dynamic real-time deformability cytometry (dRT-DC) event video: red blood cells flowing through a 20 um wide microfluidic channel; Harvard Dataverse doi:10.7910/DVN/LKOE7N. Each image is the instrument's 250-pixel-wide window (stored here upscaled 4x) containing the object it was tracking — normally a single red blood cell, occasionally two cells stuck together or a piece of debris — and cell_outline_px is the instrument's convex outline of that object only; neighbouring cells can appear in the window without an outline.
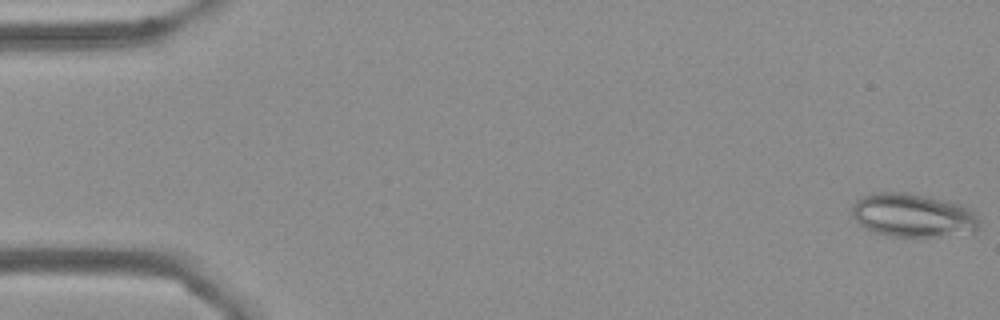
{"species": "Egyptian fruit bat (a non-hibernating species)", "species_latin": "Rousettus aegyptiacus", "temperature_condition": "cold", "stored_images_in_passage": 7, "camera_frame_rate_fps": 3000, "um_per_image_px": 0.085, "frame": {"image": 1, "passage_image": 1, "time_ms": 0.0, "image_size_px": [1000, 320], "cell_outline_px": [[980, 228], [972, 232], [940, 236], [888, 236], [864, 228], [852, 216], [852, 208], [856, 200], [864, 196], [880, 192], [908, 192], [928, 196], [960, 204], [972, 208], [980, 220]], "centroid_in_image_um": [77.64, 18.29], "position_along_channel_um": 7.4, "area_um2": 32.43}}